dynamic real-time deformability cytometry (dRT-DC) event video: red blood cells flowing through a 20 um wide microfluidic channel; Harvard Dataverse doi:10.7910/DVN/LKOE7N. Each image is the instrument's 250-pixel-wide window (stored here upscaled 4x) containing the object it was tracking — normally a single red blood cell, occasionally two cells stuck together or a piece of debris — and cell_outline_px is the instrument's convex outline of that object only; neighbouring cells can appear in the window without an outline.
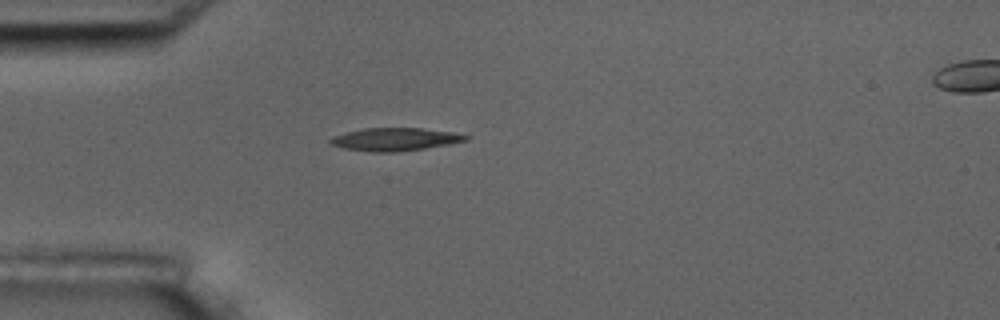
{"species": "common noctule bat (a hibernating species)", "species_latin": "Nyctalus noctula", "temperature_condition": "room temperature", "stored_images_in_passage": 5, "camera_frame_rate_fps": 3000, "um_per_image_px": 0.085, "animal": {"sex": "male", "body_mass_g": 17.5, "forearm_length_mm": 52.3}, "frame": {"image": 1, "passage_image": 4, "time_ms": 3.333, "image_size_px": [1000, 320], "cell_outline_px": [[472, 136], [468, 140], [448, 144], [424, 148], [396, 152], [372, 152], [344, 148], [332, 144], [328, 140], [332, 136], [364, 128], [420, 128], [452, 132]], "centroid_in_image_um": [33.59, 11.84], "position_along_channel_um": 51.4, "area_um2": 17.92}}